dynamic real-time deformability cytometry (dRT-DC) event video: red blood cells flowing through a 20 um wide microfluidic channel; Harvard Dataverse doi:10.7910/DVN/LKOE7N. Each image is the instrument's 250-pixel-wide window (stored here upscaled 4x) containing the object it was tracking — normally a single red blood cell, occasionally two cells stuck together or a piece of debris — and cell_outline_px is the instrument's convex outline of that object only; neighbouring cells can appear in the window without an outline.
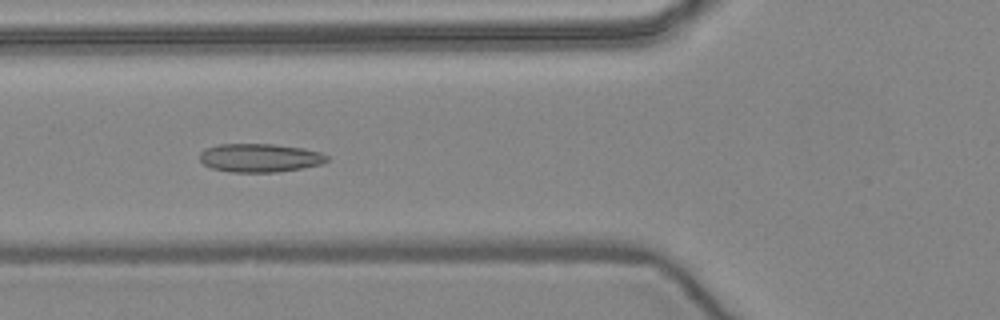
{"species": "common noctule bat (a hibernating species)", "species_latin": "Nyctalus noctula", "temperature_condition": "warm", "stored_images_in_passage": 51, "camera_frame_rate_fps": 3000, "um_per_image_px": 0.085, "animal": {"sex": "female", "body_mass_g": 24.6, "forearm_length_mm": 56.2}, "frame": {"image": 1, "passage_image": 19, "time_ms": 6.0, "image_size_px": [1000, 320], "cell_outline_px": [[328, 160], [320, 164], [300, 168], [276, 172], [232, 172], [212, 168], [204, 164], [200, 160], [200, 152], [204, 148], [220, 144], [272, 144], [304, 148], [320, 152], [328, 156]], "centroid_in_image_um": [22.06, 13.41], "position_along_channel_um": 103.7, "area_um2": 21.04}}
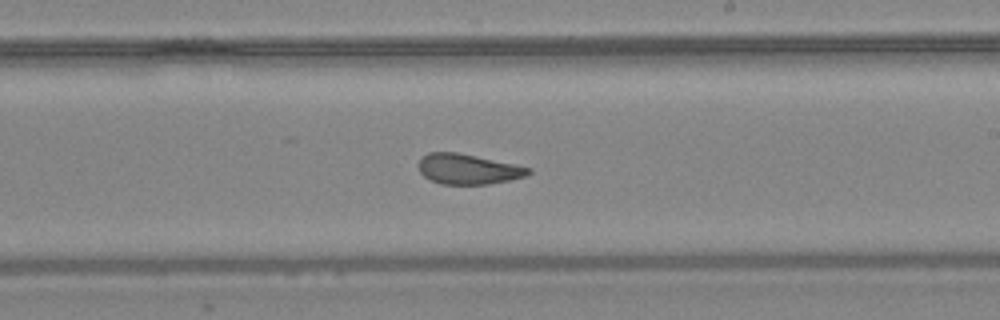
{"frame": {"image": 2, "passage_image": 30, "time_ms": 9.667, "image_size_px": [1000, 320], "cell_outline_px": [[532, 172], [524, 176], [512, 180], [488, 184], [440, 184], [424, 176], [420, 172], [420, 160], [428, 152], [456, 152], [516, 164], [532, 168]], "centroid_in_image_um": [39.83, 14.37], "position_along_channel_um": 249.2, "area_um2": 19.25}}
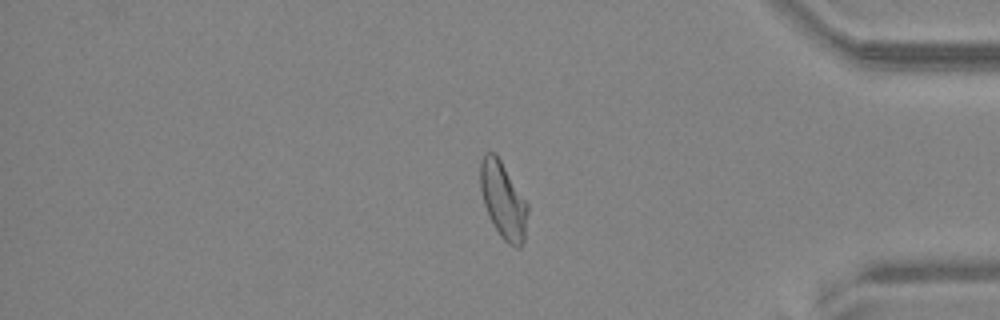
{"frame": {"image": 3, "passage_image": 43, "time_ms": 14.0, "image_size_px": [1000, 320], "cell_outline_px": [[528, 212], [524, 244], [520, 248], [516, 248], [508, 244], [500, 236], [492, 224], [484, 204], [480, 188], [480, 160], [484, 152], [496, 152], [528, 204]], "centroid_in_image_um": [42.77, 17.03], "position_along_channel_um": 392.4, "area_um2": 21.44}, "authors_computed_cell_mechanics": {"area_um2": 21.1548, "velocity_mm_per_s": 3.9494, "shape_relaxation_time_tau1_ms": 7.2659, "shape_relaxation_time_tau2_ms": 1.6887, "deformation_change_tau1": 0.174, "deformation_change_tau2": 0.0757}}